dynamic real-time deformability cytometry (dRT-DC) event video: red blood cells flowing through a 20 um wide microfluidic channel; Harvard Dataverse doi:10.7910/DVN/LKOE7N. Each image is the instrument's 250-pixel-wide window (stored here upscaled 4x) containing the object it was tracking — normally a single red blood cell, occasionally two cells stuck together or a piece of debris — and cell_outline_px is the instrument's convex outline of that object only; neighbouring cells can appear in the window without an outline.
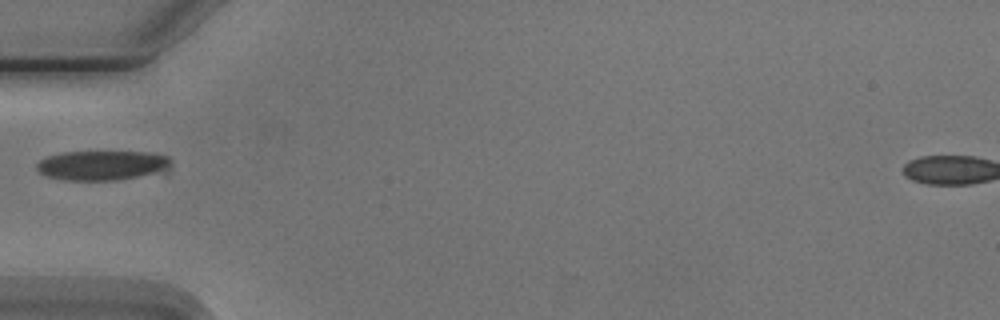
{"species": "Egyptian fruit bat (a non-hibernating species)", "species_latin": "Rousettus aegyptiacus", "temperature_condition": "cold", "stored_images_in_passage": 1, "camera_frame_rate_fps": 3000, "um_per_image_px": 0.085, "animal": {"sex": "male"}, "frame": {"image": 1, "passage_image": 1, "time_ms": 0.0, "image_size_px": [1000, 320], "cell_outline_px": [[172, 168], [168, 172], [116, 180], [64, 180], [44, 176], [36, 168], [36, 164], [40, 160], [48, 156], [64, 152], [148, 152], [168, 156], [172, 160]], "centroid_in_image_um": [8.77, 14.06], "position_along_channel_um": 76.2, "area_um2": 23.64}}